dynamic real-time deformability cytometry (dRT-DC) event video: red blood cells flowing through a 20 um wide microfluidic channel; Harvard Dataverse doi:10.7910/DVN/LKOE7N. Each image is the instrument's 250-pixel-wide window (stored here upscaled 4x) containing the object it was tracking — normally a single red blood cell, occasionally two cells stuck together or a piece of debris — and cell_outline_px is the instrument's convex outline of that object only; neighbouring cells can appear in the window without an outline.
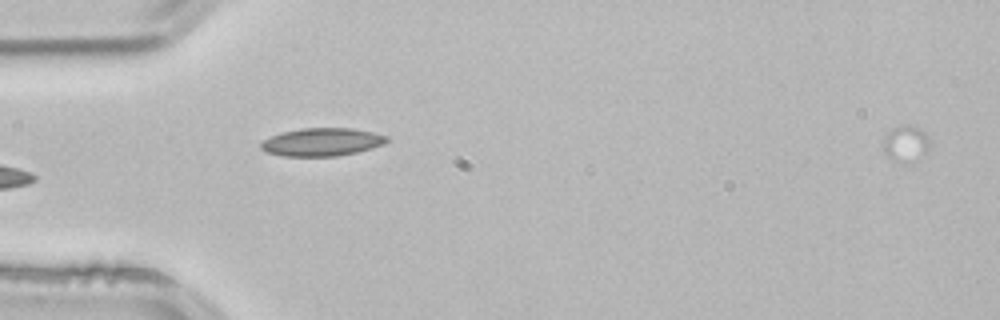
{"species": "common noctule bat (a hibernating species)", "species_latin": "Nyctalus noctula", "temperature_condition": "room temperature", "stored_images_in_passage": 2, "camera_frame_rate_fps": 3000, "um_per_image_px": 0.085, "animal": {"sex": "male", "body_mass_g": 21.5, "forearm_length_mm": 52.0}, "frame": {"image": 1, "passage_image": 2, "time_ms": 0.333, "image_size_px": [1000, 320], "cell_outline_px": [[388, 140], [384, 144], [372, 148], [356, 152], [336, 156], [284, 156], [264, 152], [260, 148], [260, 144], [264, 140], [280, 132], [300, 128], [352, 128], [372, 132], [388, 136]], "centroid_in_image_um": [27.34, 12.07], "position_along_channel_um": 57.7, "area_um2": 20.58}}